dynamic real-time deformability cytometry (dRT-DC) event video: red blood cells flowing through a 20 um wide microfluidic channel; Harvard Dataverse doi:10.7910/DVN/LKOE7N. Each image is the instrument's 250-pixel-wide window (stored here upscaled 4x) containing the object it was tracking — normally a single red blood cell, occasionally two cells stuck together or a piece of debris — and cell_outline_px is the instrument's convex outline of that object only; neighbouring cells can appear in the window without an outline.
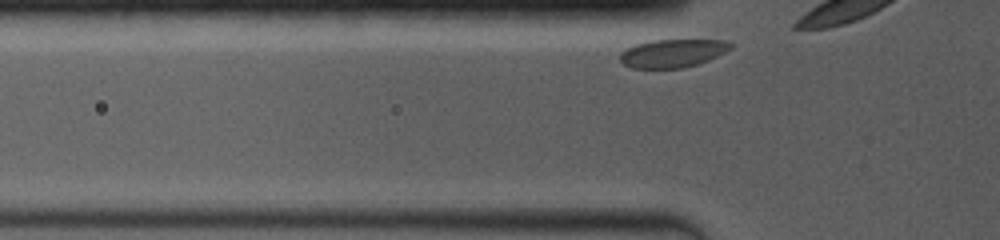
{"species": "common noctule bat (a hibernating species)", "species_latin": "Nyctalus noctula", "temperature_condition": "room temperature", "stored_images_in_passage": 7, "camera_frame_rate_fps": 4000, "um_per_image_px": 0.085, "animal": {"sex": "female", "body_mass_g": 19.0, "forearm_length_mm": 53.3}, "frame": {"image": 1, "passage_image": 2, "time_ms": 0.25, "image_size_px": [1000, 240], "cell_outline_px": [[732, 48], [708, 60], [696, 64], [680, 68], [632, 68], [624, 64], [620, 60], [620, 52], [636, 44], [652, 40], [728, 40], [732, 44]], "centroid_in_image_um": [57.16, 4.52], "position_along_channel_um": 68.6, "area_um2": 17.98}}